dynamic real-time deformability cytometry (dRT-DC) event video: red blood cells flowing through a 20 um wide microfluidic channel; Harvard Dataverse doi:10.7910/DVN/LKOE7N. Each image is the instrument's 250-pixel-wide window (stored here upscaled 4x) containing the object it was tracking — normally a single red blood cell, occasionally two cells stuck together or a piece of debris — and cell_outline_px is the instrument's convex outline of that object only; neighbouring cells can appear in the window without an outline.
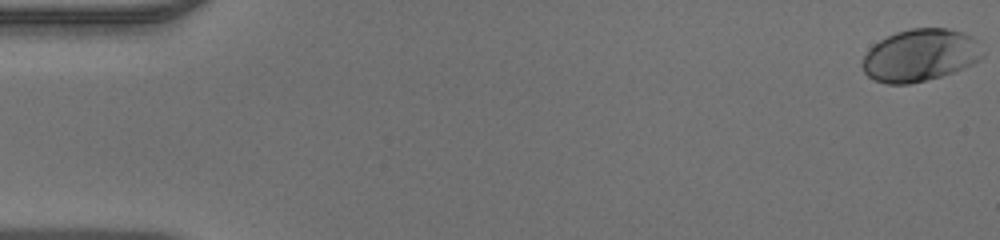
{"species": "human", "species_latin": "Homo sapiens", "temperature_condition": "warm", "stored_images_in_passage": 50, "camera_frame_rate_fps": 3000, "um_per_image_px": 0.085, "donor": {"sex": "male"}, "frame": {"image": 1, "passage_image": 1, "time_ms": 0.0, "image_size_px": [1000, 240], "cell_outline_px": [[984, 56], [980, 60], [972, 64], [952, 72], [940, 76], [908, 84], [888, 84], [872, 80], [864, 72], [860, 64], [864, 56], [880, 40], [896, 32], [912, 28], [948, 28], [972, 36], [976, 40]], "centroid_in_image_um": [78.2, 4.7], "position_along_channel_um": 6.8, "area_um2": 36.36}}
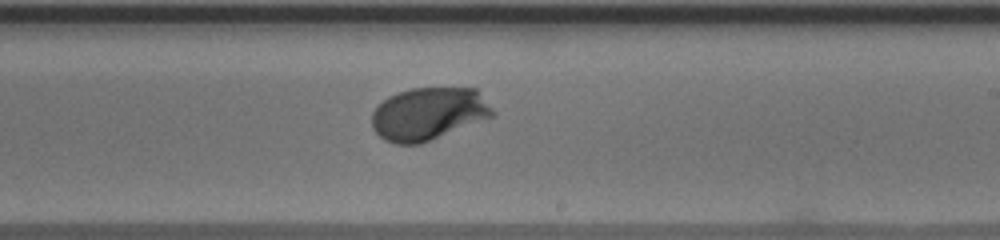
{"frame": {"image": 2, "passage_image": 30, "time_ms": 9.667, "image_size_px": [1000, 240], "cell_outline_px": [[496, 116], [420, 144], [396, 144], [384, 140], [372, 128], [372, 112], [388, 96], [412, 88], [476, 88], [496, 112]], "centroid_in_image_um": [36.45, 9.68], "position_along_channel_um": 252.5, "area_um2": 37.17}}
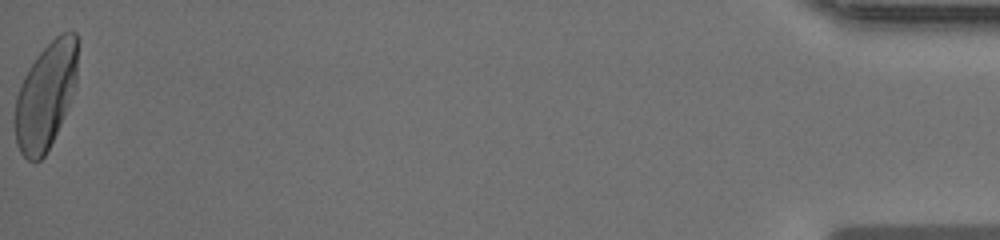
{"frame": {"image": 3, "passage_image": 50, "time_ms": 16.333, "image_size_px": [1000, 240], "cell_outline_px": [[76, 88], [60, 124], [44, 156], [40, 160], [28, 160], [20, 152], [16, 144], [12, 120], [16, 96], [20, 84], [28, 68], [36, 56], [60, 32], [76, 32]], "centroid_in_image_um": [3.83, 8.16], "position_along_channel_um": 431.4, "area_um2": 38.96}}